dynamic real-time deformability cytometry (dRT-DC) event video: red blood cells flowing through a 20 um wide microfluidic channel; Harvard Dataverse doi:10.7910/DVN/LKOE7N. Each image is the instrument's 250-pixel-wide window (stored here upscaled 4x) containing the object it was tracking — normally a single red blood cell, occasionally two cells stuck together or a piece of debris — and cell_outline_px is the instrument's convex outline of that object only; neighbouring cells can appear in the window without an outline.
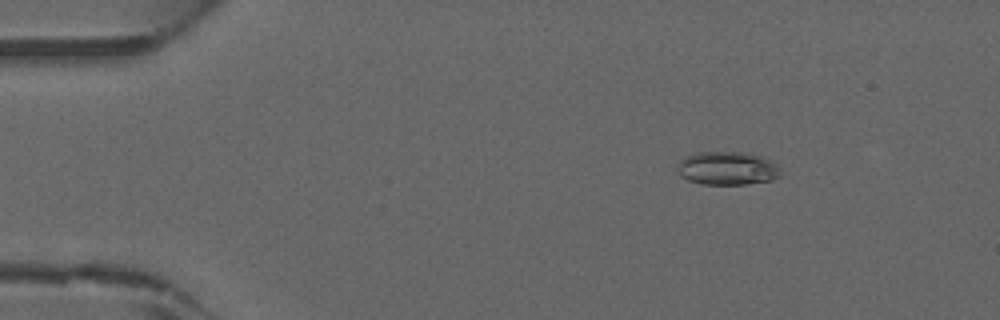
{"species": "common noctule bat (a hibernating species)", "species_latin": "Nyctalus noctula", "temperature_condition": "warm", "stored_images_in_passage": 46, "camera_frame_rate_fps": 3000, "um_per_image_px": 0.085, "animal": {"sex": "male", "forearm_length_mm": 52.5}, "frame": {"image": 1, "passage_image": 7, "time_ms": 2.0, "image_size_px": [1000, 320], "cell_outline_px": [[780, 176], [772, 180], [744, 184], [700, 184], [688, 180], [680, 176], [676, 168], [680, 160], [684, 156], [696, 152], [748, 152], [760, 156], [776, 164], [780, 168]], "centroid_in_image_um": [61.78, 14.3], "position_along_channel_um": 23.2, "area_um2": 20.23}}
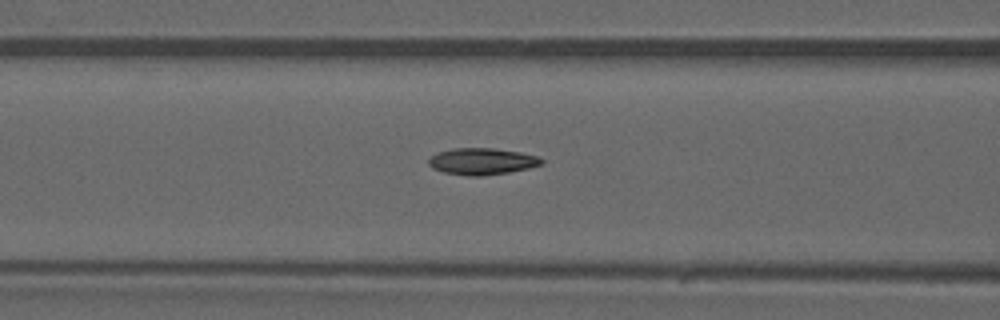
{"frame": {"image": 2, "passage_image": 19, "time_ms": 6.0, "image_size_px": [1000, 320], "cell_outline_px": [[544, 164], [528, 168], [508, 172], [484, 176], [468, 176], [444, 172], [432, 168], [428, 164], [428, 160], [432, 156], [440, 152], [452, 148], [492, 148], [520, 152], [536, 156], [544, 160]], "centroid_in_image_um": [40.98, 13.72], "position_along_channel_um": 125.6, "area_um2": 17.46}}
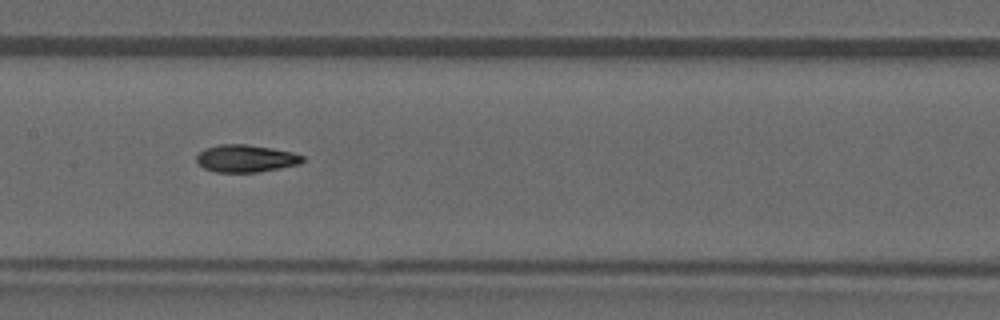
{"frame": {"image": 3, "passage_image": 23, "time_ms": 7.333, "image_size_px": [1000, 320], "cell_outline_px": [[304, 160], [300, 164], [256, 172], [216, 172], [204, 168], [196, 160], [196, 156], [204, 148], [220, 144], [244, 144], [272, 148], [292, 152], [304, 156]], "centroid_in_image_um": [20.88, 13.46], "position_along_channel_um": 186.5, "area_um2": 16.82}}